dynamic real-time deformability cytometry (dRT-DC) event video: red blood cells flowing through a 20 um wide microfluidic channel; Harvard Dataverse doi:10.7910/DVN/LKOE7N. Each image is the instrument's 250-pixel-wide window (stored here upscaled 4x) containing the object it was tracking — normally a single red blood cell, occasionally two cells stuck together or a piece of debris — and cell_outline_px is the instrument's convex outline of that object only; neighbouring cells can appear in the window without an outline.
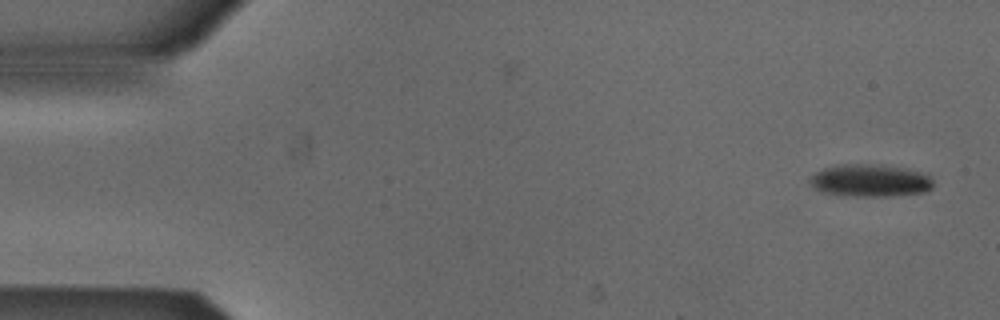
{"species": "Egyptian fruit bat (a non-hibernating species)", "species_latin": "Rousettus aegyptiacus", "temperature_condition": "cold", "stored_images_in_passage": 7, "camera_frame_rate_fps": 3000, "um_per_image_px": 0.085, "animal": {"sex": "male"}, "frame": {"image": 1, "passage_image": 1, "time_ms": 0.0, "image_size_px": [1000, 320], "cell_outline_px": [[932, 188], [924, 192], [888, 196], [836, 196], [820, 192], [808, 180], [816, 172], [824, 168], [840, 164], [868, 164], [908, 168], [928, 172], [932, 180]], "centroid_in_image_um": [73.98, 15.35], "position_along_channel_um": 11.0, "area_um2": 23.64}}
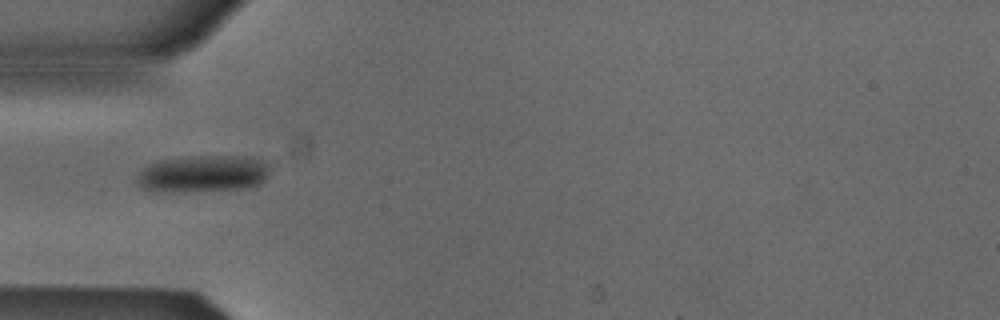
{"frame": {"image": 2, "passage_image": 5, "time_ms": 1.333, "image_size_px": [1000, 320], "cell_outline_px": [[268, 176], [260, 184], [240, 188], [164, 192], [140, 188], [136, 184], [136, 180], [140, 172], [144, 168], [160, 160], [192, 156], [248, 156], [268, 164]], "centroid_in_image_um": [17.23, 14.76], "position_along_channel_um": 67.8, "area_um2": 28.21}}
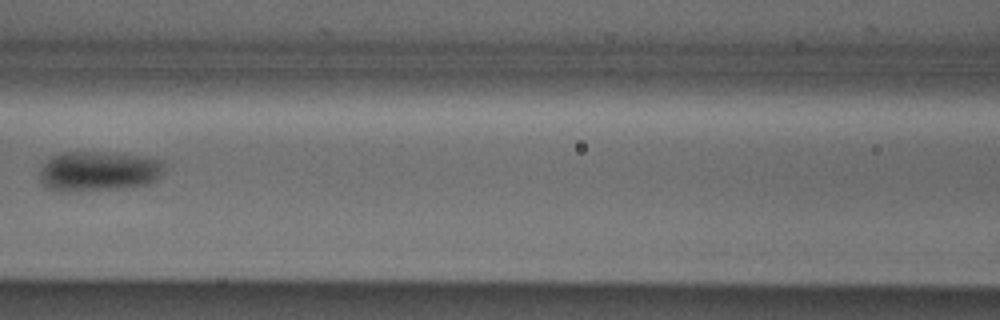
{"frame": {"image": 3, "passage_image": 7, "time_ms": 2.0, "image_size_px": [1000, 320], "cell_outline_px": [[160, 176], [152, 184], [124, 188], [72, 192], [60, 192], [48, 188], [44, 184], [40, 176], [40, 168], [52, 156], [64, 152], [96, 152], [140, 156], [160, 160]], "centroid_in_image_um": [8.33, 14.58], "position_along_channel_um": 158.3, "area_um2": 28.78}}